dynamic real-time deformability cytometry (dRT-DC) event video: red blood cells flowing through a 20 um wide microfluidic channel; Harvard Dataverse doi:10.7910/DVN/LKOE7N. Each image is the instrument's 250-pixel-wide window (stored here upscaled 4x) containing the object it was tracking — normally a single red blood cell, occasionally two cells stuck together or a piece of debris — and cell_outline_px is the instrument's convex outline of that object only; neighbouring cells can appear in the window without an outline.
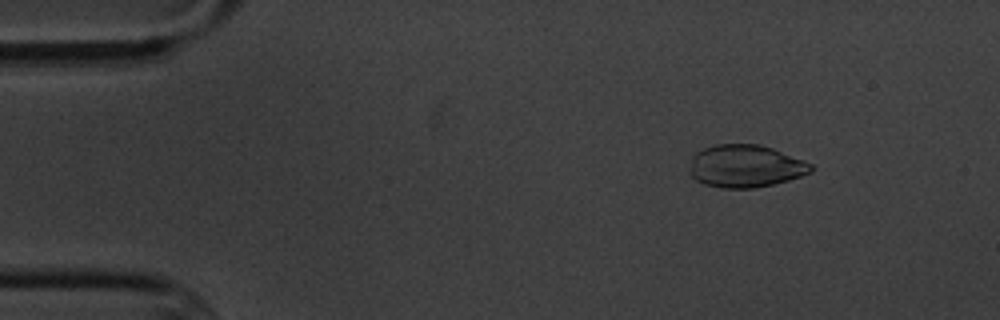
{"species": "common noctule bat (a hibernating species)", "species_latin": "Nyctalus noctula", "temperature_condition": "cold", "stored_images_in_passage": 4, "camera_frame_rate_fps": 3000, "um_per_image_px": 0.085, "animal": {"sex": "male", "body_mass_g": 20.1, "forearm_length_mm": 53.5}, "frame": {"image": 1, "passage_image": 2, "time_ms": 1.0, "image_size_px": [1000, 320], "cell_outline_px": [[816, 168], [812, 172], [788, 180], [756, 188], [720, 188], [704, 184], [696, 180], [692, 176], [688, 168], [692, 156], [696, 152], [704, 148], [716, 144], [760, 144], [772, 148], [804, 160], [812, 164]], "centroid_in_image_um": [63.36, 14.12], "position_along_channel_um": 21.6, "area_um2": 30.35}}